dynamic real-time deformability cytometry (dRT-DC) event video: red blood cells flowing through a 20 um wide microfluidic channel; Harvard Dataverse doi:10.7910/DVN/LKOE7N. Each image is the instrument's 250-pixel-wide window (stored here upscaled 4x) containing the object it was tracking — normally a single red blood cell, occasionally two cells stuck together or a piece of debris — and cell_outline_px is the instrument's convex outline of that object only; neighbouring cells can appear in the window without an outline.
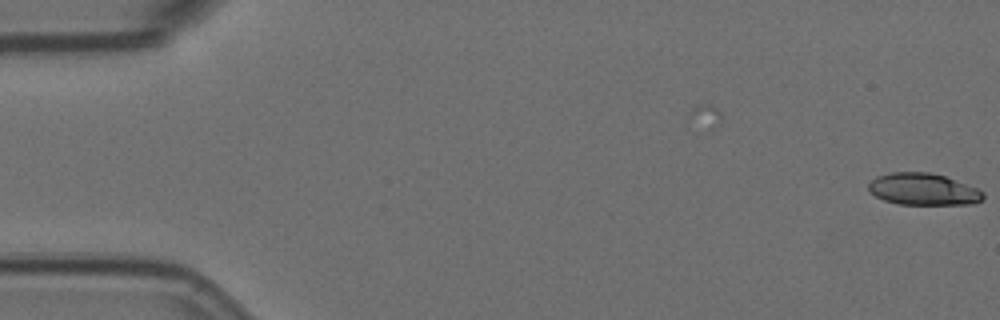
{"species": "Egyptian fruit bat (a non-hibernating species)", "species_latin": "Rousettus aegyptiacus", "temperature_condition": "room temperature", "stored_images_in_passage": 2, "camera_frame_rate_fps": 3000, "um_per_image_px": 0.085, "animal": {"sex": "female"}, "frame": {"image": 1, "passage_image": 2, "time_ms": 0.333, "image_size_px": [1000, 320], "cell_outline_px": [[984, 200], [972, 204], [900, 204], [884, 200], [876, 196], [868, 188], [868, 184], [876, 176], [892, 172], [928, 172], [944, 176], [976, 188], [984, 192]], "centroid_in_image_um": [78.48, 16.09], "position_along_channel_um": 6.5, "area_um2": 21.1}}